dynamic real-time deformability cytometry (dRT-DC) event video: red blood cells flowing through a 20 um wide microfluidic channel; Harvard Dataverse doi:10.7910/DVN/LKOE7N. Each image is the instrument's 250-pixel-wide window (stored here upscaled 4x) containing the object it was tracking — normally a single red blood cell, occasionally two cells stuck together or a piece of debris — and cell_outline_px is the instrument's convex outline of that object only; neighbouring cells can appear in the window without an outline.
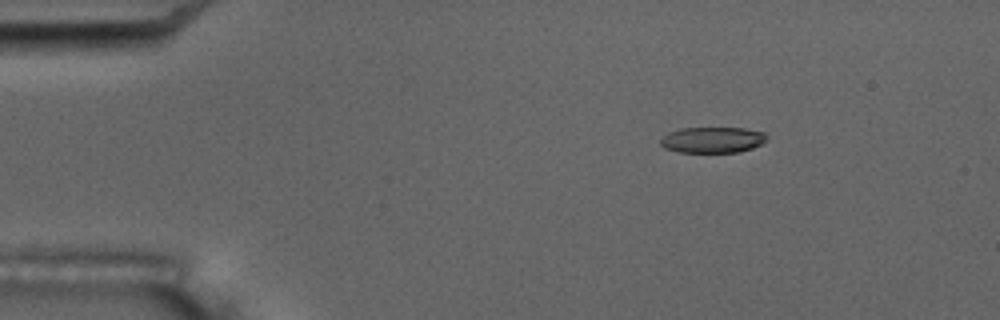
{"species": "common noctule bat (a hibernating species)", "species_latin": "Nyctalus noctula", "temperature_condition": "room temperature", "stored_images_in_passage": 5, "camera_frame_rate_fps": 3000, "um_per_image_px": 0.085, "animal": {"sex": "male", "body_mass_g": 17.5, "forearm_length_mm": 52.3}, "frame": {"image": 1, "passage_image": 3, "time_ms": 2.333, "image_size_px": [1000, 320], "cell_outline_px": [[768, 136], [760, 144], [752, 148], [740, 152], [680, 152], [664, 148], [660, 144], [660, 140], [668, 132], [680, 128], [744, 128], [764, 132]], "centroid_in_image_um": [60.55, 11.88], "position_along_channel_um": 24.5, "area_um2": 16.01}}